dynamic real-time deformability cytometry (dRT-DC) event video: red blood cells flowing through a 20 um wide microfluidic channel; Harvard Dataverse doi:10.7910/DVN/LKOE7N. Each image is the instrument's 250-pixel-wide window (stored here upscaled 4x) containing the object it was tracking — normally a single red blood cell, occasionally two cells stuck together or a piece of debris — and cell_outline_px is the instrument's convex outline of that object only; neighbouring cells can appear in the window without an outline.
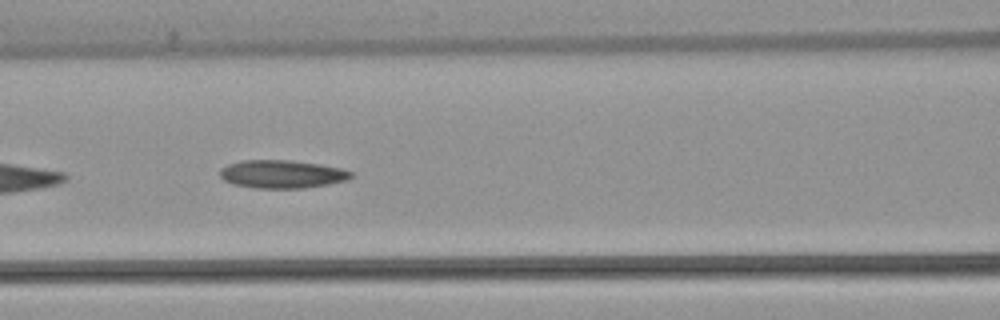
{"species": "common noctule bat (a hibernating species)", "species_latin": "Nyctalus noctula", "temperature_condition": "warm", "stored_images_in_passage": 18, "camera_frame_rate_fps": 3000, "um_per_image_px": 0.085, "animal": {"sex": "female", "body_mass_g": 22.7, "forearm_length_mm": 54.2}, "frame": {"image": 1, "passage_image": 8, "time_ms": 2.333, "image_size_px": [1000, 320], "cell_outline_px": [[352, 176], [344, 180], [328, 184], [304, 188], [256, 188], [232, 184], [224, 180], [220, 176], [220, 168], [228, 164], [240, 160], [288, 160], [320, 164], [340, 168], [352, 172]], "centroid_in_image_um": [23.91, 14.79], "position_along_channel_um": 142.7, "area_um2": 21.39}}
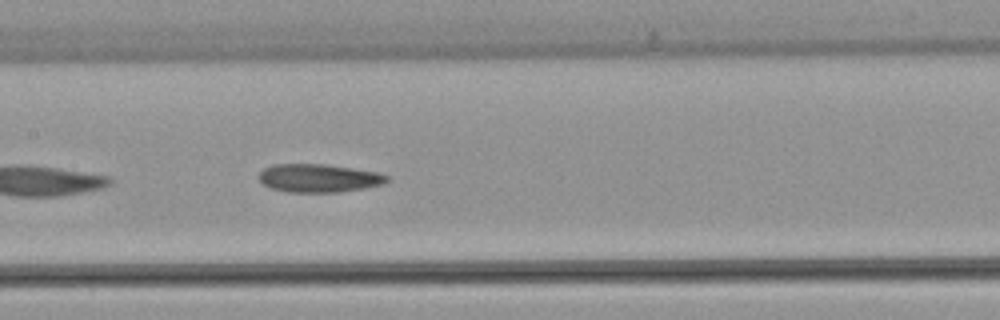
{"frame": {"image": 2, "passage_image": 11, "time_ms": 3.333, "image_size_px": [1000, 320], "cell_outline_px": [[388, 180], [384, 184], [364, 188], [340, 192], [288, 192], [272, 188], [264, 184], [260, 180], [260, 172], [264, 168], [272, 164], [324, 164], [352, 168], [376, 172], [388, 176]], "centroid_in_image_um": [27.1, 15.14], "position_along_channel_um": 180.3, "area_um2": 20.92}}